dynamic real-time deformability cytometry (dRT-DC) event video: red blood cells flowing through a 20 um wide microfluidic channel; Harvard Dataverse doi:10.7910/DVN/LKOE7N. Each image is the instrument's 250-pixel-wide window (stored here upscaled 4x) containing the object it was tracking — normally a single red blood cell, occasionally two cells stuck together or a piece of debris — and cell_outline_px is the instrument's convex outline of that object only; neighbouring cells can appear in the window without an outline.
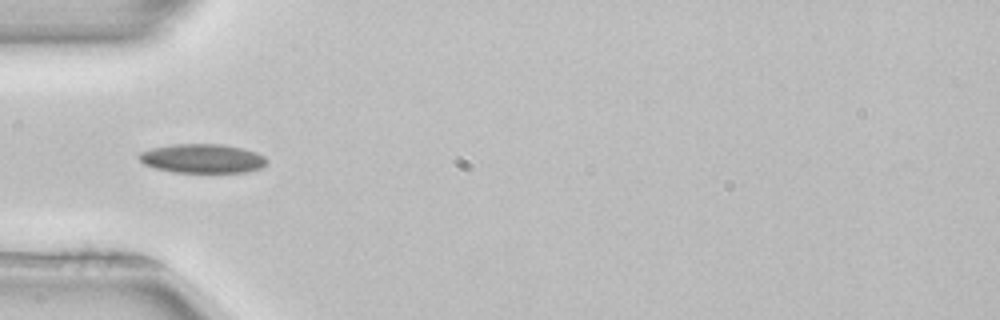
{"species": "common noctule bat (a hibernating species)", "species_latin": "Nyctalus noctula", "temperature_condition": "room temperature", "stored_images_in_passage": 38, "camera_frame_rate_fps": 3000, "um_per_image_px": 0.085, "animal": {"sex": "female", "body_mass_g": 22.7, "forearm_length_mm": 54.2}, "frame": {"image": 1, "passage_image": 6, "time_ms": 1.667, "image_size_px": [1000, 320], "cell_outline_px": [[268, 164], [260, 168], [248, 172], [172, 172], [156, 168], [144, 164], [136, 156], [140, 152], [152, 148], [172, 144], [220, 144], [244, 148], [256, 152], [264, 156], [268, 160]], "centroid_in_image_um": [17.22, 13.47], "position_along_channel_um": 67.8, "area_um2": 21.79}}